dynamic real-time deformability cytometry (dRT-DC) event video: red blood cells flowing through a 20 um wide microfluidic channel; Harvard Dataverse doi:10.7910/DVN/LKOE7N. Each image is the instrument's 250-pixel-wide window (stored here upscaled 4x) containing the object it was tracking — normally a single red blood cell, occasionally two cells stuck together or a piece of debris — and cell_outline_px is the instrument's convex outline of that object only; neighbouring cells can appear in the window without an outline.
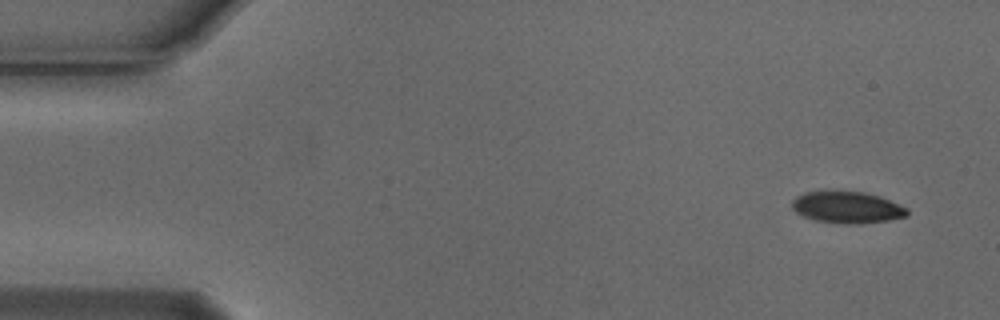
{"species": "Egyptian fruit bat (a non-hibernating species)", "species_latin": "Rousettus aegyptiacus", "temperature_condition": "cold", "stored_images_in_passage": 4, "camera_frame_rate_fps": 3000, "um_per_image_px": 0.085, "animal": {"sex": "male"}, "frame": {"image": 1, "passage_image": 1, "time_ms": 0.0, "image_size_px": [1000, 320], "cell_outline_px": [[908, 216], [888, 220], [860, 224], [848, 224], [816, 220], [804, 216], [796, 212], [792, 208], [792, 200], [796, 196], [808, 192], [864, 192], [880, 196], [908, 208]], "centroid_in_image_um": [72.04, 17.63], "position_along_channel_um": 13.0, "area_um2": 20.98}}
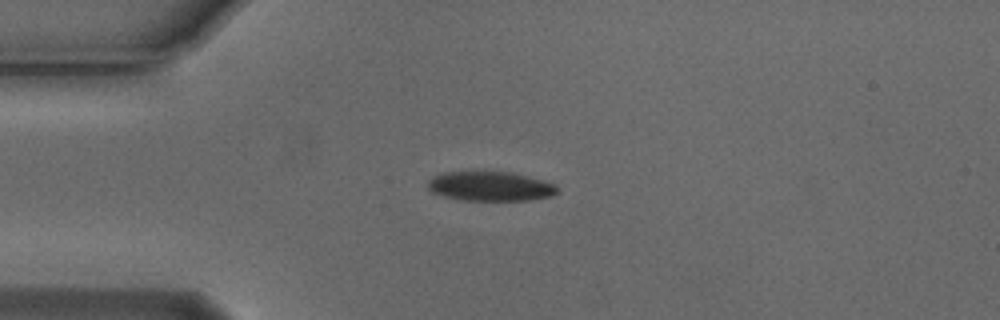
{"frame": {"image": 2, "passage_image": 4, "time_ms": 1.0, "image_size_px": [1000, 320], "cell_outline_px": [[556, 192], [552, 196], [528, 200], [464, 200], [444, 196], [432, 192], [428, 188], [428, 180], [432, 176], [444, 172], [512, 172], [556, 184]], "centroid_in_image_um": [41.65, 15.83], "position_along_channel_um": 43.4, "area_um2": 22.02}}